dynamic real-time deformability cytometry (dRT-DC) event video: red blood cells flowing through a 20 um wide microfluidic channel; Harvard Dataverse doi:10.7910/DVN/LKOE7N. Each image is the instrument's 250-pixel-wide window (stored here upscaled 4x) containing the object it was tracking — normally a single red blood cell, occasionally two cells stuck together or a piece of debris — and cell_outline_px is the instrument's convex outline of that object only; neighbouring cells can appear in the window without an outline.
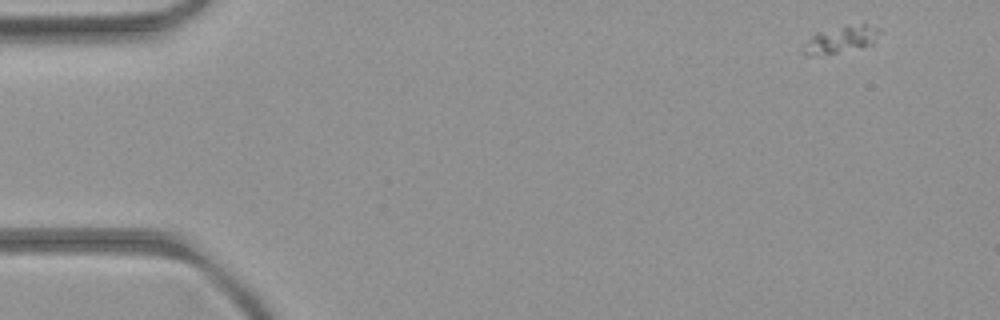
{"species": "common noctule bat (a hibernating species)", "species_latin": "Nyctalus noctula", "temperature_condition": "room temperature", "stored_images_in_passage": 5, "camera_frame_rate_fps": 3000, "um_per_image_px": 0.085, "animal": {"sex": "female", "body_mass_g": 21.9}, "frame": {"image": 1, "passage_image": 1, "time_ms": 0.0, "image_size_px": [1000, 320], "cell_outline_px": [[880, 32], [872, 44], [836, 52], [808, 56], [804, 56], [804, 52], [812, 36], [816, 32], [860, 24], [864, 24], [880, 28]], "centroid_in_image_um": [71.52, 3.34], "position_along_channel_um": 13.5, "area_um2": 11.1}}
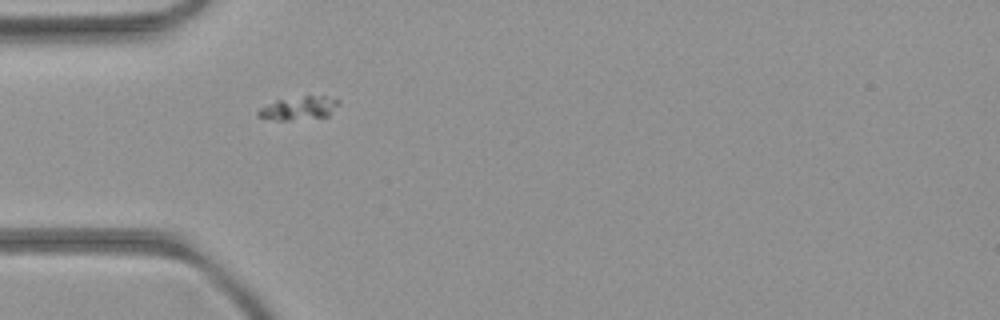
{"frame": {"image": 2, "passage_image": 5, "time_ms": 4.333, "image_size_px": [1000, 320], "cell_outline_px": [[340, 104], [328, 116], [288, 120], [276, 120], [260, 116], [256, 112], [260, 108], [276, 100], [304, 96], [324, 96], [340, 100]], "centroid_in_image_um": [25.44, 9.18], "position_along_channel_um": 59.6, "area_um2": 10.75}}